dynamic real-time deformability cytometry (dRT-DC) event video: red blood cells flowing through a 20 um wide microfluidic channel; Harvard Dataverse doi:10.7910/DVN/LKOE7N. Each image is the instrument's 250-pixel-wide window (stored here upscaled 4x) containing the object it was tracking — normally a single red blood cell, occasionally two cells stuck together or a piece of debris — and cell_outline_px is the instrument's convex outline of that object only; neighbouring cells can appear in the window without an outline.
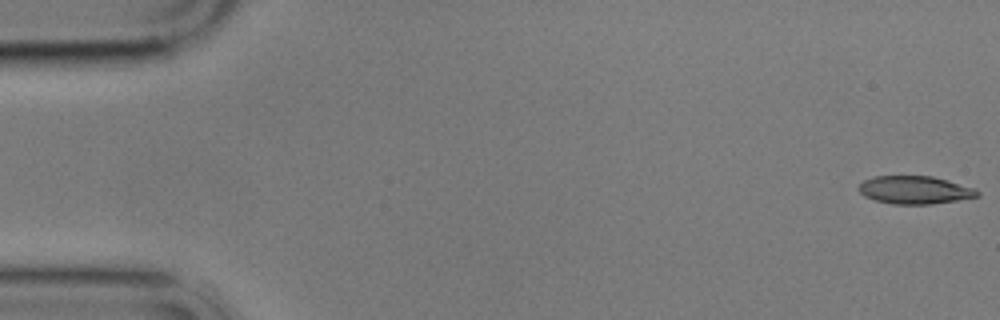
{"species": "common noctule bat (a hibernating species)", "species_latin": "Nyctalus noctula", "temperature_condition": "cold", "stored_images_in_passage": 6, "camera_frame_rate_fps": 3000, "um_per_image_px": 0.085, "animal": {"sex": "male", "body_mass_g": 17.9}, "frame": {"image": 1, "passage_image": 1, "time_ms": 0.0, "image_size_px": [1000, 320], "cell_outline_px": [[980, 196], [932, 204], [892, 204], [876, 200], [864, 196], [856, 188], [864, 180], [876, 176], [932, 176], [948, 180], [976, 188], [980, 192]], "centroid_in_image_um": [77.77, 16.14], "position_along_channel_um": 7.2, "area_um2": 19.36}}
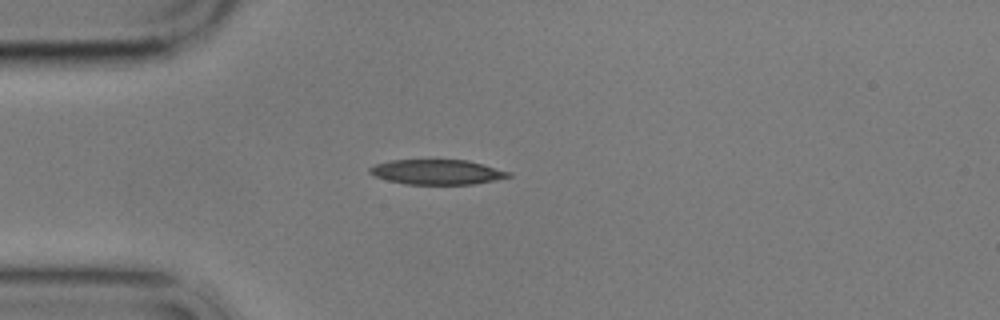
{"frame": {"image": 2, "passage_image": 5, "time_ms": 4.667, "image_size_px": [1000, 320], "cell_outline_px": [[512, 176], [496, 180], [472, 184], [404, 184], [388, 180], [376, 176], [368, 172], [368, 168], [376, 164], [392, 160], [468, 160], [484, 164], [512, 172]], "centroid_in_image_um": [37.19, 14.62], "position_along_channel_um": 47.8, "area_um2": 20.17}}